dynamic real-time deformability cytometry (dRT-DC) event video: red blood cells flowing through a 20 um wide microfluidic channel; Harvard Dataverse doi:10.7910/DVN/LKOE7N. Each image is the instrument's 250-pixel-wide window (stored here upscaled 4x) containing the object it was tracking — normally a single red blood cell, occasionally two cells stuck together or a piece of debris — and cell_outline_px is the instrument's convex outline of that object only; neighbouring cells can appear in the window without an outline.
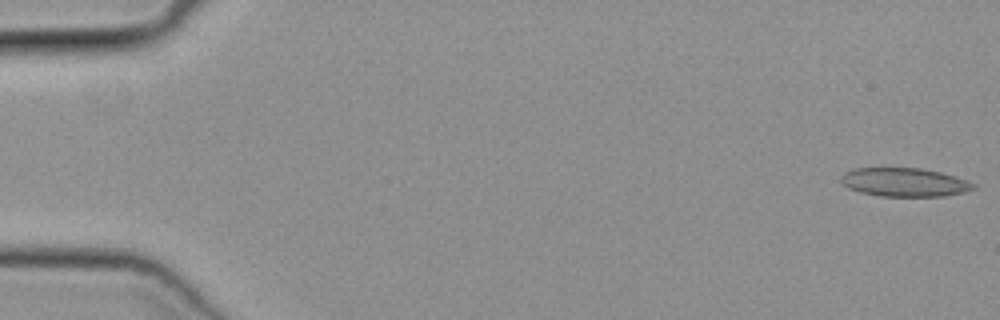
{"species": "common noctule bat (a hibernating species)", "species_latin": "Nyctalus noctula", "temperature_condition": "cold", "stored_images_in_passage": 18, "camera_frame_rate_fps": 3000, "um_per_image_px": 0.085, "animal": {"sex": "female", "body_mass_g": 19.3, "forearm_length_mm": 54.1}, "frame": {"image": 1, "passage_image": 1, "time_ms": 0.0, "image_size_px": [1000, 320], "cell_outline_px": [[976, 188], [964, 192], [944, 196], [880, 196], [860, 192], [848, 188], [840, 180], [840, 176], [856, 168], [920, 168], [940, 172], [956, 176], [968, 180], [976, 184]], "centroid_in_image_um": [76.92, 15.49], "position_along_channel_um": 8.1, "area_um2": 22.08}}
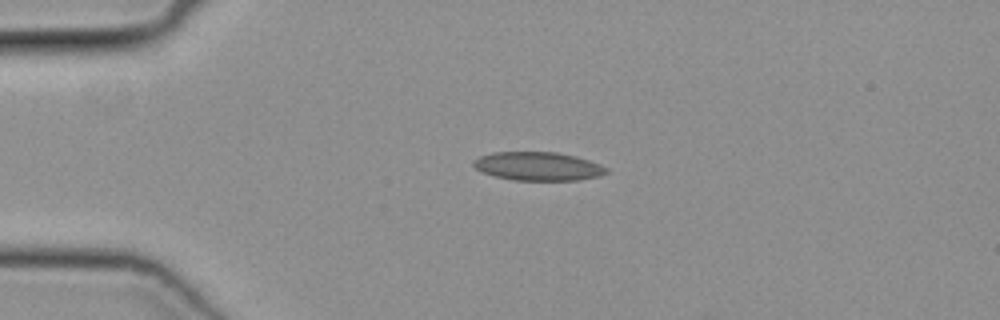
{"frame": {"image": 2, "passage_image": 12, "time_ms": 3.667, "image_size_px": [1000, 320], "cell_outline_px": [[608, 172], [600, 176], [580, 180], [512, 180], [480, 172], [472, 164], [480, 156], [492, 152], [556, 152], [576, 156], [588, 160], [608, 168]], "centroid_in_image_um": [45.74, 14.13], "position_along_channel_um": 39.3, "area_um2": 22.08}}
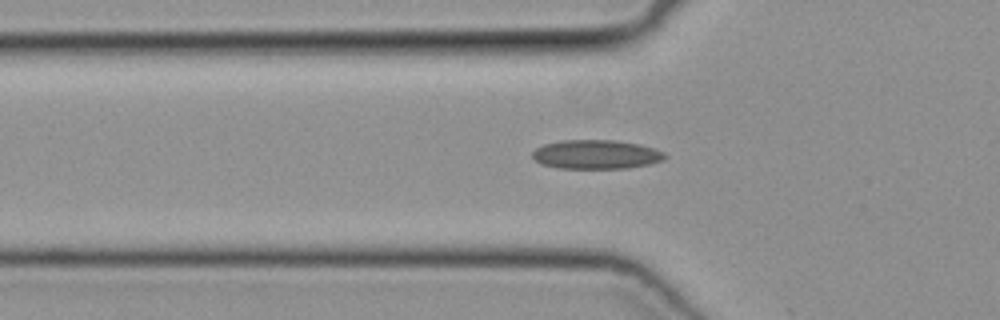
{"frame": {"image": 3, "passage_image": 17, "time_ms": 5.333, "image_size_px": [1000, 320], "cell_outline_px": [[668, 156], [664, 160], [648, 164], [628, 168], [556, 168], [540, 164], [532, 156], [532, 152], [536, 148], [544, 144], [560, 140], [616, 140], [640, 144], [664, 152]], "centroid_in_image_um": [50.66, 13.12], "position_along_channel_um": 75.1, "area_um2": 22.54}}